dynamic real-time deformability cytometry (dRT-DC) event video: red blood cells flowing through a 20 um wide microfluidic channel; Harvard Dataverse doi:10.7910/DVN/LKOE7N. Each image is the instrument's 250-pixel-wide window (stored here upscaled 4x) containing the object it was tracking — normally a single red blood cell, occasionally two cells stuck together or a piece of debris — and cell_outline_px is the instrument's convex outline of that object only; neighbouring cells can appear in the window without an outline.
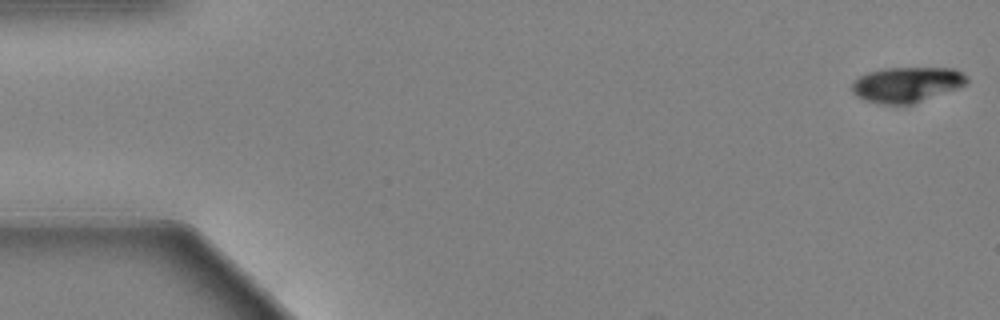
{"species": "Egyptian fruit bat (a non-hibernating species)", "species_latin": "Rousettus aegyptiacus", "temperature_condition": "warm", "stored_images_in_passage": 8, "camera_frame_rate_fps": 3000, "um_per_image_px": 0.085, "animal": {"sex": "female"}, "frame": {"image": 1, "passage_image": 1, "time_ms": 0.0, "image_size_px": [1000, 320], "cell_outline_px": [[968, 84], [912, 104], [876, 104], [864, 100], [856, 96], [852, 92], [852, 84], [860, 76], [868, 72], [888, 68], [952, 68], [968, 76]], "centroid_in_image_um": [77.07, 7.19], "position_along_channel_um": 7.9, "area_um2": 23.52}}